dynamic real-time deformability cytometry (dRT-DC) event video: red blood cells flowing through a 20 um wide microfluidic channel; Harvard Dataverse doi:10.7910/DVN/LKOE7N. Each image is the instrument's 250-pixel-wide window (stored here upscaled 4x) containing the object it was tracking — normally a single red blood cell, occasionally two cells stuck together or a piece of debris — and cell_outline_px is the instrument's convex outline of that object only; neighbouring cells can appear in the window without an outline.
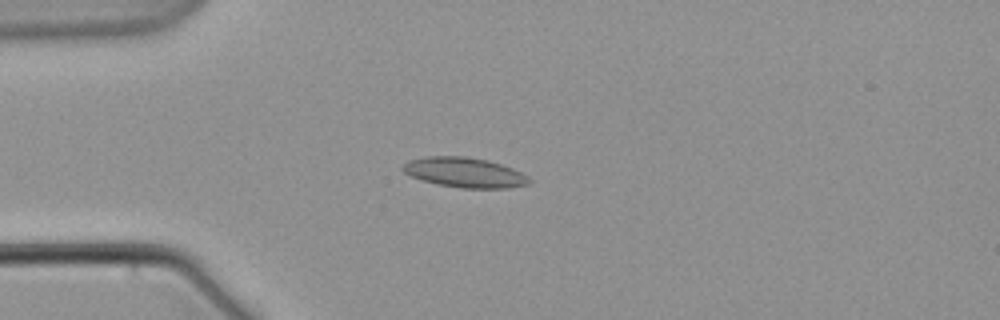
{"species": "common noctule bat (a hibernating species)", "species_latin": "Nyctalus noctula", "temperature_condition": "warm", "stored_images_in_passage": 7, "camera_frame_rate_fps": 3000, "um_per_image_px": 0.085, "animal": {"sex": "male", "body_mass_g": 21.5, "forearm_length_mm": 52.0}, "frame": {"image": 1, "passage_image": 6, "time_ms": 6.0, "image_size_px": [1000, 320], "cell_outline_px": [[532, 180], [528, 184], [508, 188], [460, 188], [436, 184], [420, 180], [404, 172], [400, 168], [408, 160], [424, 156], [464, 156], [488, 160], [512, 168], [528, 176]], "centroid_in_image_um": [39.46, 14.66], "position_along_channel_um": 45.5, "area_um2": 22.2}}
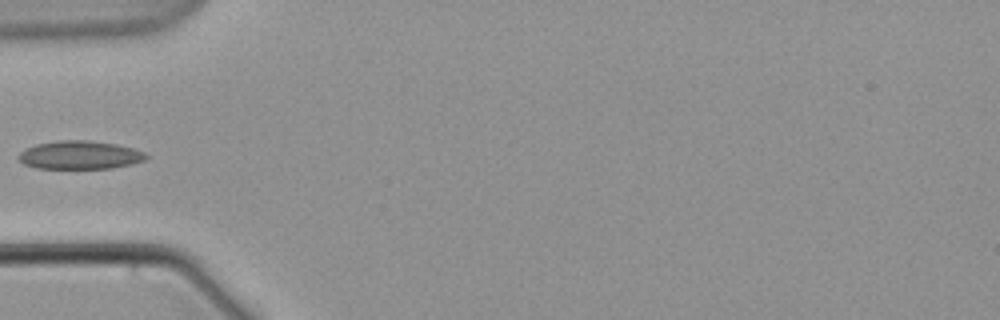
{"frame": {"image": 2, "passage_image": 7, "time_ms": 7.667, "image_size_px": [1000, 320], "cell_outline_px": [[148, 156], [144, 160], [132, 164], [112, 168], [36, 168], [24, 164], [16, 156], [24, 148], [36, 144], [56, 140], [88, 140], [116, 144], [132, 148], [144, 152]], "centroid_in_image_um": [6.75, 13.17], "position_along_channel_um": 78.3, "area_um2": 21.1}}